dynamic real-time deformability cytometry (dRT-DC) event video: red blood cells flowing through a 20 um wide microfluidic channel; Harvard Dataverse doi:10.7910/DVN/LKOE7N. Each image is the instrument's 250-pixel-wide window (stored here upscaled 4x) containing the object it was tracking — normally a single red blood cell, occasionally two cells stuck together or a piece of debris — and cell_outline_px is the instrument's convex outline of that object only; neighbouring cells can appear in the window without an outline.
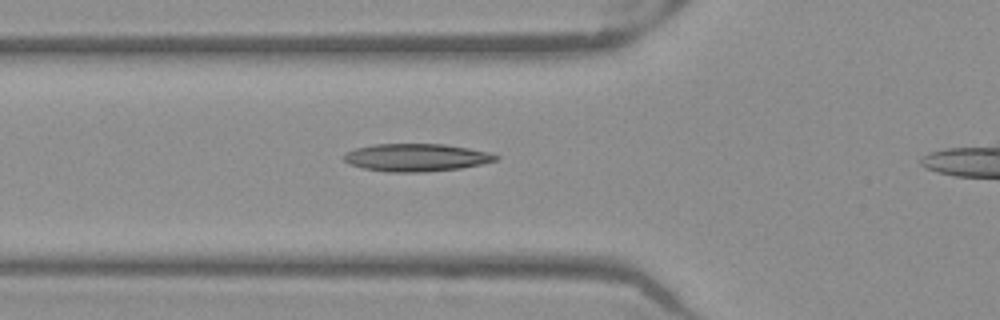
{"species": "Egyptian fruit bat (a non-hibernating species)", "species_latin": "Rousettus aegyptiacus", "temperature_condition": "warm", "stored_images_in_passage": 30, "camera_frame_rate_fps": 3000, "um_per_image_px": 0.085, "frame": {"image": 1, "passage_image": 4, "time_ms": 1.0, "image_size_px": [1000, 320], "cell_outline_px": [[500, 156], [496, 160], [480, 164], [460, 168], [420, 172], [388, 172], [364, 168], [348, 164], [344, 160], [344, 156], [348, 152], [356, 148], [372, 144], [444, 144], [468, 148], [488, 152]], "centroid_in_image_um": [35.37, 13.38], "position_along_channel_um": 90.4, "area_um2": 24.28}}
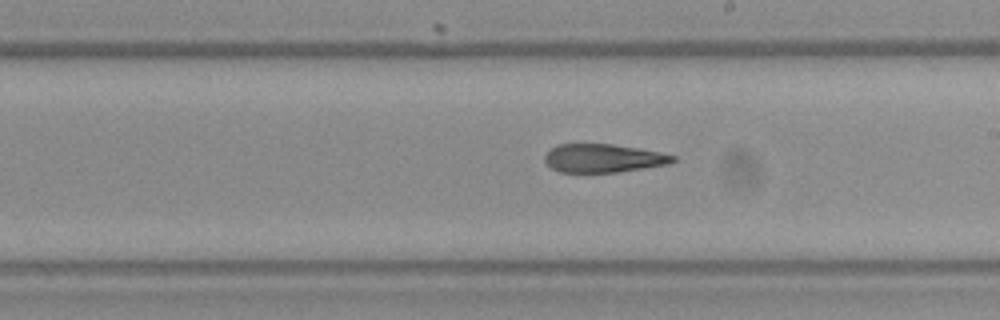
{"frame": {"image": 2, "passage_image": 15, "time_ms": 4.667, "image_size_px": [1000, 320], "cell_outline_px": [[676, 160], [668, 164], [644, 168], [616, 172], [560, 172], [552, 168], [544, 160], [544, 156], [556, 144], [612, 144], [640, 148], [660, 152], [676, 156]], "centroid_in_image_um": [51.29, 13.44], "position_along_channel_um": 237.7, "area_um2": 21.15}}
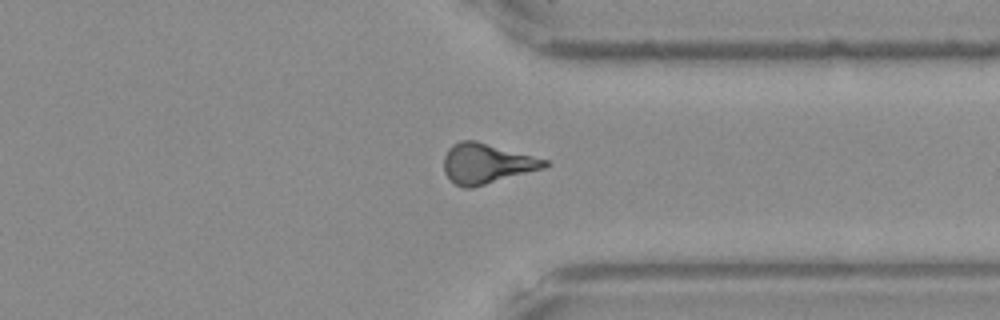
{"frame": {"image": 3, "passage_image": 25, "time_ms": 8.0, "image_size_px": [1000, 320], "cell_outline_px": [[548, 164], [544, 168], [472, 188], [464, 188], [456, 184], [444, 172], [444, 156], [448, 148], [452, 144], [460, 140], [476, 140], [548, 160]], "centroid_in_image_um": [41.34, 13.89], "position_along_channel_um": 370.1, "area_um2": 23.41}}